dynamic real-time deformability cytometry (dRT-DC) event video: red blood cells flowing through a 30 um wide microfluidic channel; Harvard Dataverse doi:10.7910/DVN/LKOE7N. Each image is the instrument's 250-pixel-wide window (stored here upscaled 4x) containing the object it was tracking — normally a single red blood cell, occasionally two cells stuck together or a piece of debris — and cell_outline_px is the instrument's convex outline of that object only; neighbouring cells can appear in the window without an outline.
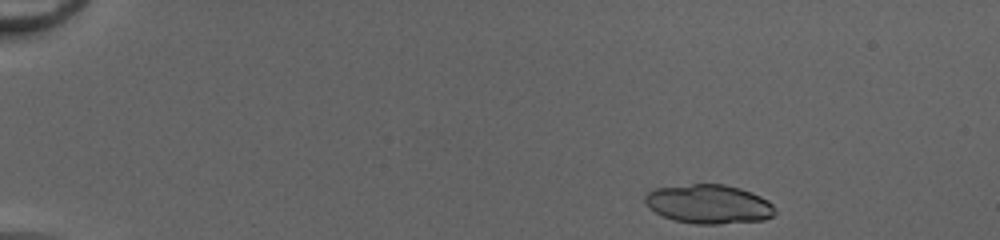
{"species": "common noctule bat (a hibernating species)", "species_latin": "Nyctalus noctula", "temperature_condition": "cold", "stored_images_in_passage": 44, "segment_of_instrument_passage": [1, 2], "camera_frame_rate_fps": 3000, "um_per_image_px": 0.085, "animal": {"sex": "female", "body_mass_g": 20.0, "forearm_length_mm": 54.0}, "frame": {"image": 1, "passage_image": 2, "time_ms": 0.333, "image_size_px": [1000, 240], "cell_outline_px": [[776, 212], [772, 216], [764, 220], [720, 224], [696, 224], [676, 220], [664, 216], [656, 212], [644, 200], [644, 196], [648, 192], [656, 188], [692, 184], [724, 184], [740, 188], [760, 196], [768, 200], [776, 208]], "centroid_in_image_um": [60.29, 17.35], "position_along_channel_um": 24.7, "area_um2": 29.42}}
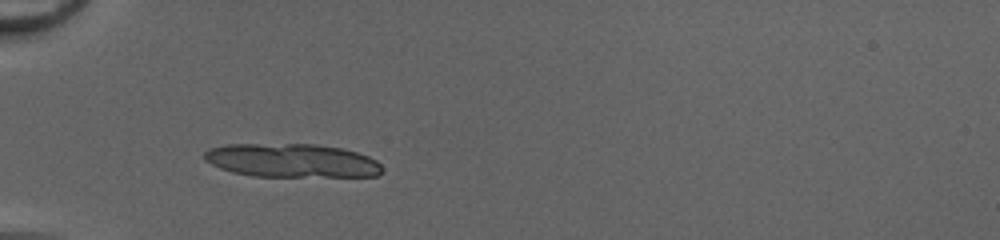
{"frame": {"image": 2, "passage_image": 12, "time_ms": 3.667, "image_size_px": [1000, 240], "cell_outline_px": [[384, 168], [376, 176], [252, 176], [232, 172], [220, 168], [204, 160], [204, 152], [208, 148], [224, 144], [316, 144], [340, 148], [356, 152], [368, 156], [376, 160]], "centroid_in_image_um": [24.76, 13.64], "position_along_channel_um": 60.2, "area_um2": 34.91}}